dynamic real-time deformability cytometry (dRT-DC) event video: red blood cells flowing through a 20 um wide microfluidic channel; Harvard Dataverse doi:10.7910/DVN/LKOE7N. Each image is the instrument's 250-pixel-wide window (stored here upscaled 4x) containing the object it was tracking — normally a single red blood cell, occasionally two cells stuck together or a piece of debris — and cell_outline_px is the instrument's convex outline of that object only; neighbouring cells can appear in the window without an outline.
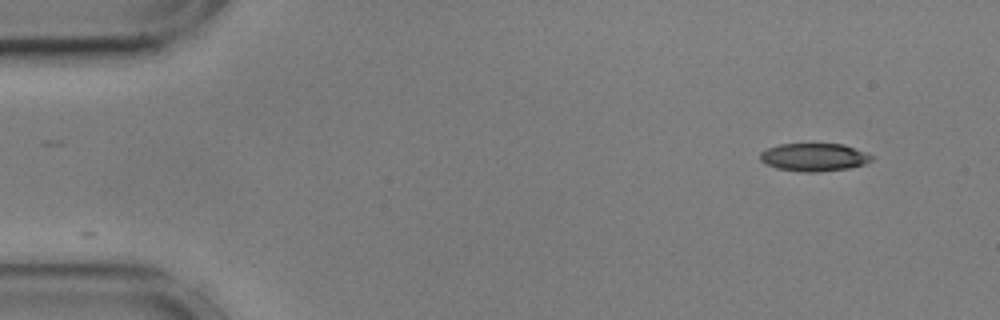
{"species": "common noctule bat (a hibernating species)", "species_latin": "Nyctalus noctula", "temperature_condition": "cold", "stored_images_in_passage": 52, "camera_frame_rate_fps": 3000, "um_per_image_px": 0.085, "animal": {"sex": "male", "body_mass_g": 17.9, "forearm_length_mm": 54.2}, "frame": {"image": 1, "passage_image": 1, "time_ms": 0.0, "image_size_px": [1000, 320], "cell_outline_px": [[876, 156], [872, 160], [864, 164], [848, 168], [820, 172], [800, 172], [776, 168], [764, 164], [760, 160], [760, 152], [768, 148], [780, 144], [844, 144]], "centroid_in_image_um": [69.19, 13.37], "position_along_channel_um": 15.8, "area_um2": 18.32}}
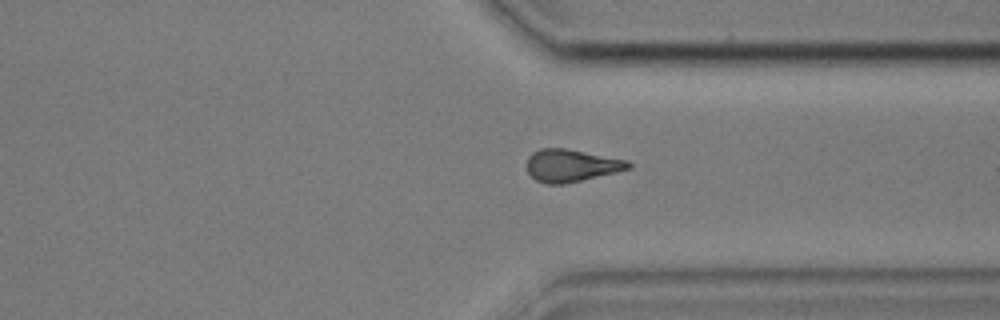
{"frame": {"image": 2, "passage_image": 38, "time_ms": 12.333, "image_size_px": [1000, 320], "cell_outline_px": [[632, 168], [616, 172], [564, 184], [544, 184], [536, 180], [528, 172], [528, 156], [532, 152], [540, 148], [564, 148], [628, 160], [632, 164]], "centroid_in_image_um": [48.56, 14.07], "position_along_channel_um": 362.8, "area_um2": 19.13}}
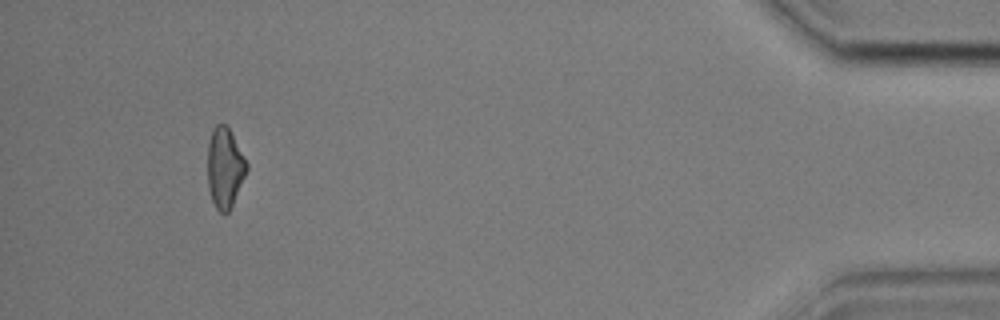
{"frame": {"image": 3, "passage_image": 48, "time_ms": 15.667, "image_size_px": [1000, 320], "cell_outline_px": [[248, 168], [232, 204], [228, 212], [220, 212], [216, 208], [212, 200], [208, 188], [208, 144], [212, 132], [216, 124], [224, 124], [228, 128], [248, 164]], "centroid_in_image_um": [19.09, 14.27], "position_along_channel_um": 416.1, "area_um2": 17.74}}